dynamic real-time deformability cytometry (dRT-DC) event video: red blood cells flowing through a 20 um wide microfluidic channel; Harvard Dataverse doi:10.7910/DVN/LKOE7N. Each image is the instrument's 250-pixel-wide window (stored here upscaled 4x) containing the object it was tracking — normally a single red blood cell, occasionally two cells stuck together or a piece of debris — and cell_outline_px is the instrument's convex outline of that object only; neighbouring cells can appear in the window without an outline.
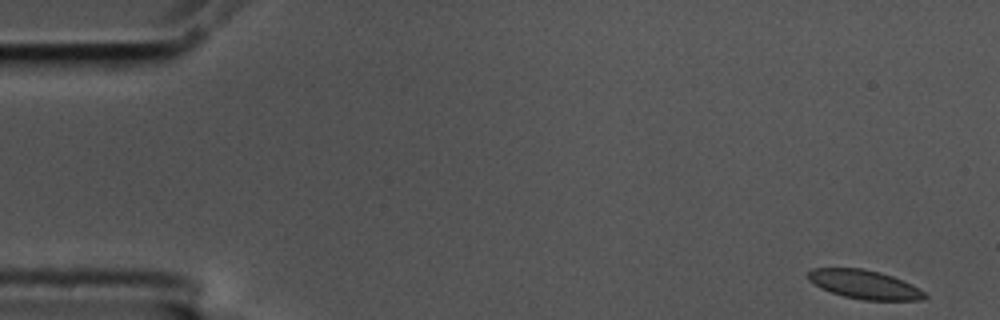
{"species": "common noctule bat (a hibernating species)", "species_latin": "Nyctalus noctula", "temperature_condition": "cold", "stored_images_in_passage": 9, "camera_frame_rate_fps": 3000, "um_per_image_px": 0.085, "animal": {"sex": "male", "body_mass_g": 17.5, "forearm_length_mm": 52.3}, "frame": {"image": 1, "passage_image": 1, "time_ms": 0.0, "image_size_px": [1000, 320], "cell_outline_px": [[928, 296], [924, 300], [864, 300], [844, 296], [820, 288], [808, 280], [808, 272], [812, 268], [864, 268], [880, 272], [892, 276], [912, 284], [920, 288]], "centroid_in_image_um": [73.49, 24.18], "position_along_channel_um": 11.5, "area_um2": 19.65}}